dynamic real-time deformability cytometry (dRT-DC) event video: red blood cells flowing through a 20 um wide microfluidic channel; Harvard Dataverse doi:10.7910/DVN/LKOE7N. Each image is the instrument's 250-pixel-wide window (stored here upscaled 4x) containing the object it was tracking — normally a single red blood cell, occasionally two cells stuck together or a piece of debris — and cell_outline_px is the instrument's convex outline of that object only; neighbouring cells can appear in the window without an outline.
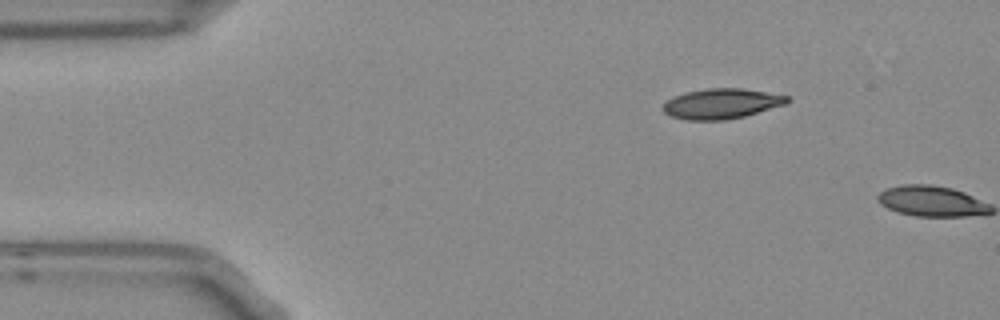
{"species": "Egyptian fruit bat (a non-hibernating species)", "species_latin": "Rousettus aegyptiacus", "temperature_condition": "room temperature", "stored_images_in_passage": 2, "camera_frame_rate_fps": 3000, "um_per_image_px": 0.085, "frame": {"image": 1, "passage_image": 1, "time_ms": 0.0, "image_size_px": [1000, 320], "cell_outline_px": [[792, 100], [784, 104], [744, 116], [724, 120], [688, 120], [672, 116], [664, 112], [660, 108], [668, 100], [684, 92], [708, 88], [740, 88], [788, 96]], "centroid_in_image_um": [61.3, 8.81], "position_along_channel_um": 23.7, "area_um2": 21.56}}